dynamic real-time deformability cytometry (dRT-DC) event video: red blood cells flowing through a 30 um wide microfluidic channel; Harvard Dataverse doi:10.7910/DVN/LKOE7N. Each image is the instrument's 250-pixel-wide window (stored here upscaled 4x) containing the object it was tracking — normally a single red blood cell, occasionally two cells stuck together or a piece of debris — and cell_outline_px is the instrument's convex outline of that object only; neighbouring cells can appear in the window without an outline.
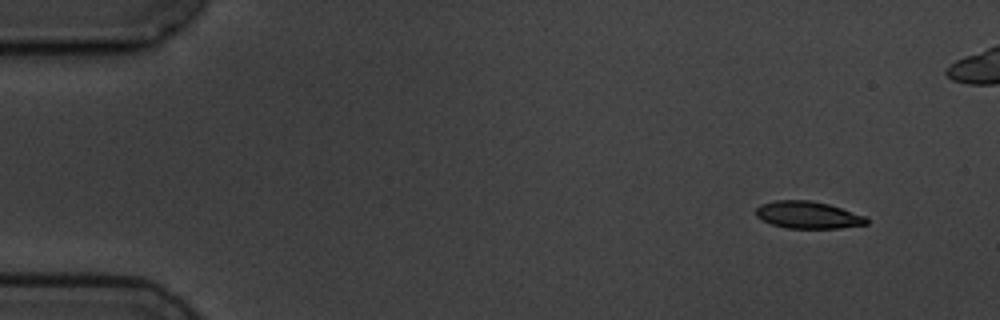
{"species": "common noctule bat (a hibernating species)", "species_latin": "Nyctalus noctula", "temperature_condition": "cold", "stored_images_in_passage": 5, "camera_frame_rate_fps": 3000, "um_per_image_px": 0.085, "animal": {"sex": "male", "body_mass_g": 19.5, "forearm_length_mm": 54.6}, "frame": {"image": 1, "passage_image": 1, "time_ms": 0.0, "image_size_px": [1000, 320], "cell_outline_px": [[868, 224], [840, 228], [788, 228], [772, 224], [756, 216], [756, 208], [760, 204], [776, 200], [808, 200], [828, 204], [864, 216], [868, 220]], "centroid_in_image_um": [68.66, 18.27], "position_along_channel_um": 16.3, "area_um2": 17.28}}
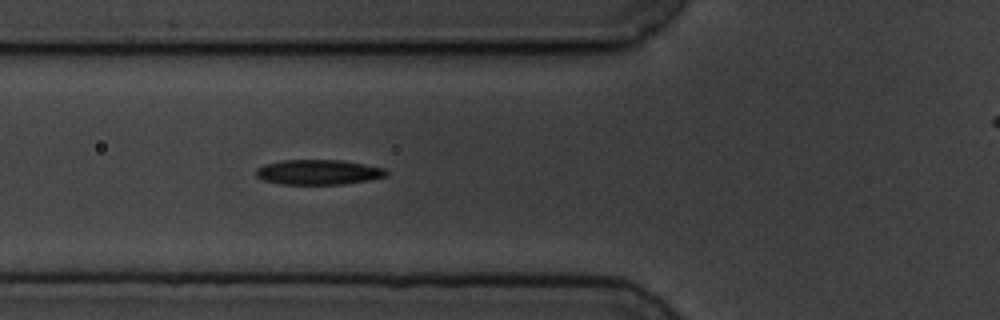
{"frame": {"image": 2, "passage_image": 5, "time_ms": 5.333, "image_size_px": [1000, 320], "cell_outline_px": [[388, 176], [368, 180], [344, 184], [284, 184], [264, 180], [256, 176], [256, 168], [264, 164], [280, 160], [340, 160], [364, 164], [384, 168], [388, 172]], "centroid_in_image_um": [27.06, 14.63], "position_along_channel_um": 98.7, "area_um2": 18.96}}